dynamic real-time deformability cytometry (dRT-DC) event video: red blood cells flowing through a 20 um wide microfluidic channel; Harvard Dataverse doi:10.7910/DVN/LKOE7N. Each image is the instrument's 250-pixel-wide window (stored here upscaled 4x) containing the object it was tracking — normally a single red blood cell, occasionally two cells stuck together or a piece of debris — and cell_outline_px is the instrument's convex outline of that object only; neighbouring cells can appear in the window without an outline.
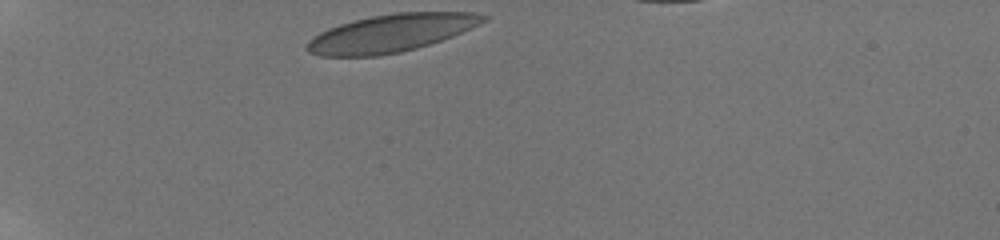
{"species": "human", "species_latin": "Homo sapiens", "temperature_condition": "room temperature", "stored_images_in_passage": 17, "camera_frame_rate_fps": 3000, "um_per_image_px": 0.085, "donor": {"sex": "male"}, "frame": {"image": 1, "passage_image": 1, "time_ms": 0.0, "image_size_px": [1000, 240], "cell_outline_px": [[488, 20], [472, 28], [452, 36], [416, 48], [400, 52], [380, 56], [320, 56], [308, 52], [304, 44], [312, 36], [328, 28], [352, 20], [372, 16], [396, 12], [476, 12], [488, 16]], "centroid_in_image_um": [33.22, 2.81], "position_along_channel_um": 51.8, "area_um2": 38.9}}
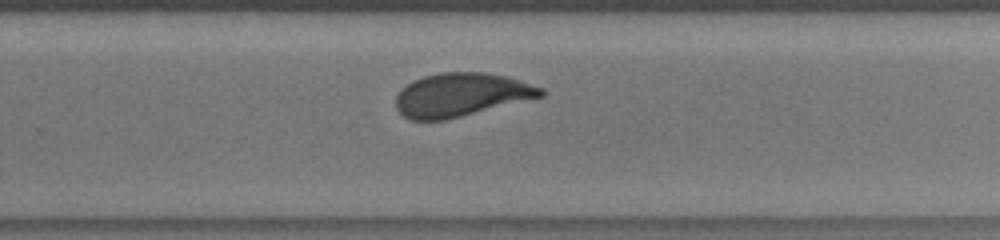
{"frame": {"image": 2, "passage_image": 15, "time_ms": 7.333, "image_size_px": [1000, 240], "cell_outline_px": [[548, 92], [544, 96], [444, 120], [412, 120], [404, 116], [396, 108], [396, 96], [412, 80], [424, 76], [440, 72], [484, 72], [508, 76], [544, 88]], "centroid_in_image_um": [39.24, 8.04], "position_along_channel_um": 290.6, "area_um2": 36.65}}
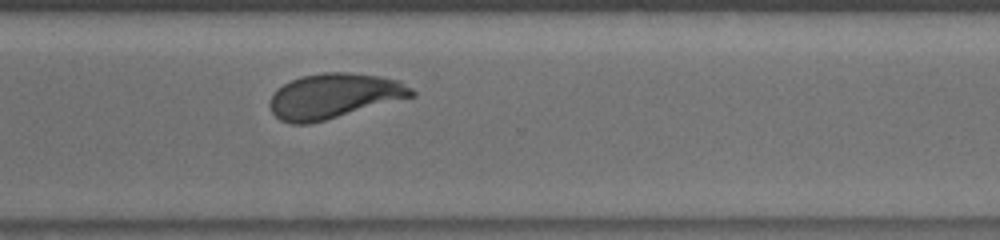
{"frame": {"image": 3, "passage_image": 17, "time_ms": 8.667, "image_size_px": [1000, 240], "cell_outline_px": [[416, 96], [324, 120], [308, 124], [288, 124], [280, 120], [272, 112], [268, 104], [276, 88], [300, 76], [324, 72], [348, 72], [376, 76], [396, 80], [412, 88], [416, 92]], "centroid_in_image_um": [28.36, 8.16], "position_along_channel_um": 342.2, "area_um2": 37.05}}